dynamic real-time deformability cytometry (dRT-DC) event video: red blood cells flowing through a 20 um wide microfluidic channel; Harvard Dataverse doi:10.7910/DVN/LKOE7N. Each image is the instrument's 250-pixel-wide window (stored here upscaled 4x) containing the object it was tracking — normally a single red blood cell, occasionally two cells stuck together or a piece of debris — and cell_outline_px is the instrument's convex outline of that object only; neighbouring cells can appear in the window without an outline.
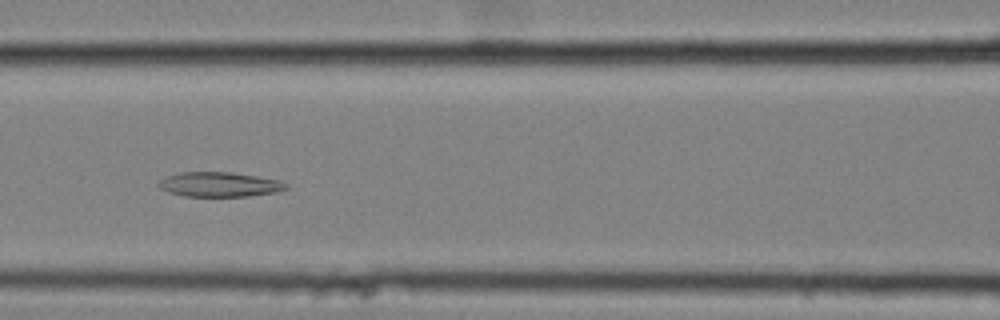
{"species": "common noctule bat (a hibernating species)", "species_latin": "Nyctalus noctula", "temperature_condition": "cold", "stored_images_in_passage": 56, "camera_frame_rate_fps": 3000, "um_per_image_px": 0.085, "animal": {"sex": "female", "body_mass_g": 25.1}, "frame": {"image": 1, "passage_image": 25, "time_ms": 8.0, "image_size_px": [1000, 320], "cell_outline_px": [[288, 188], [276, 192], [248, 196], [184, 196], [168, 192], [160, 188], [156, 184], [160, 180], [168, 176], [180, 172], [232, 172], [280, 180], [288, 184]], "centroid_in_image_um": [18.65, 15.67], "position_along_channel_um": 147.9, "area_um2": 18.32}}
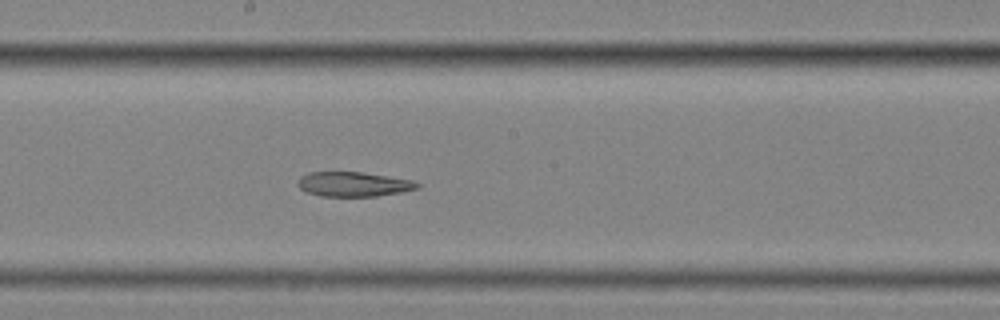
{"frame": {"image": 2, "passage_image": 31, "time_ms": 10.0, "image_size_px": [1000, 320], "cell_outline_px": [[420, 188], [400, 192], [376, 196], [320, 196], [304, 192], [300, 188], [300, 176], [308, 172], [364, 172], [412, 180], [420, 184]], "centroid_in_image_um": [30.06, 15.65], "position_along_channel_um": 218.1, "area_um2": 17.11}}
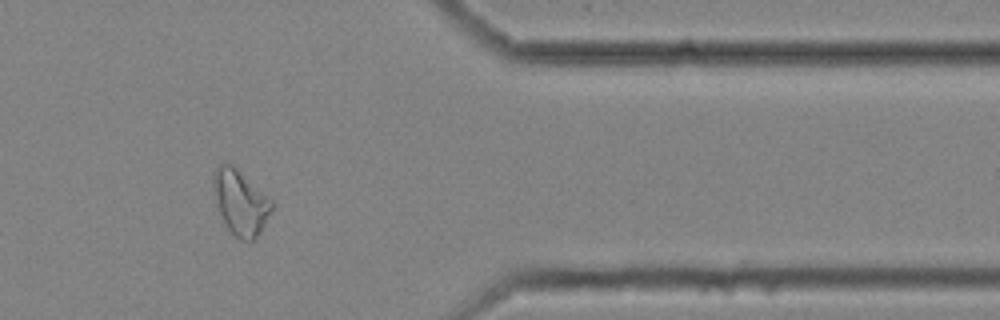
{"frame": {"image": 3, "passage_image": 47, "time_ms": 15.333, "image_size_px": [1000, 320], "cell_outline_px": [[272, 208], [260, 232], [248, 244], [240, 240], [224, 224], [216, 204], [212, 184], [212, 180], [216, 168], [220, 164], [232, 164], [272, 200]], "centroid_in_image_um": [20.41, 17.22], "position_along_channel_um": 391.0, "area_um2": 21.85}}